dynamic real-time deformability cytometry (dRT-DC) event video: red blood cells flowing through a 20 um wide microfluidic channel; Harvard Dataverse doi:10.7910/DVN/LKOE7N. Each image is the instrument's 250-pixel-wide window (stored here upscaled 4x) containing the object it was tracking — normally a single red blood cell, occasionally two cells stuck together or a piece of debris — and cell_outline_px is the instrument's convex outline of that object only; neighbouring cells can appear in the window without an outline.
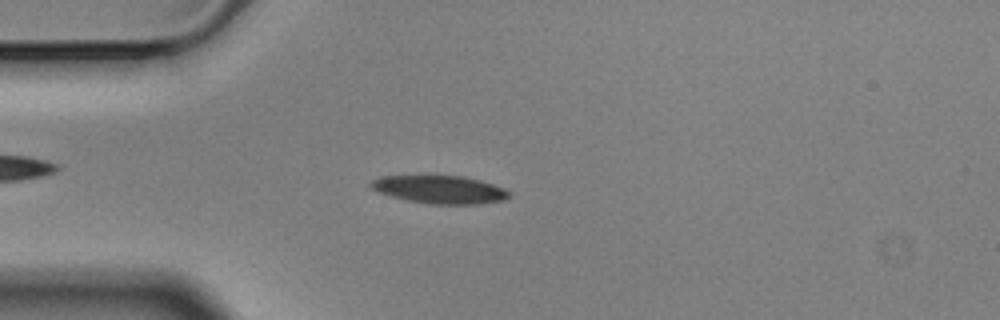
{"species": "Egyptian fruit bat (a non-hibernating species)", "species_latin": "Rousettus aegyptiacus", "temperature_condition": "cold", "stored_images_in_passage": 56, "camera_frame_rate_fps": 3000, "um_per_image_px": 0.085, "animal": {"sex": "male"}, "frame": {"image": 1, "passage_image": 14, "time_ms": 4.333, "image_size_px": [1000, 320], "cell_outline_px": [[512, 196], [504, 200], [480, 204], [432, 204], [408, 200], [392, 196], [380, 192], [372, 188], [368, 184], [372, 180], [380, 176], [464, 176], [480, 180], [504, 188], [512, 192]], "centroid_in_image_um": [37.44, 16.11], "position_along_channel_um": 47.6, "area_um2": 22.48}}
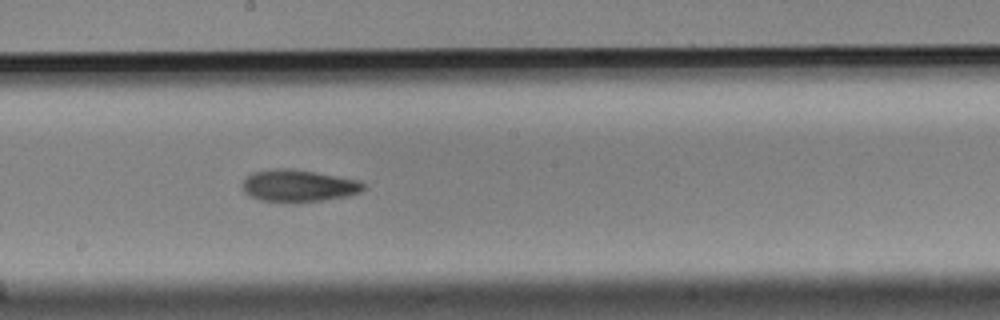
{"frame": {"image": 2, "passage_image": 30, "time_ms": 9.667, "image_size_px": [1000, 320], "cell_outline_px": [[364, 188], [360, 192], [348, 196], [324, 200], [292, 204], [260, 200], [248, 196], [244, 192], [240, 184], [252, 172], [276, 168], [288, 168], [360, 180], [364, 184]], "centroid_in_image_um": [25.32, 15.82], "position_along_channel_um": 222.9, "area_um2": 23.0}}
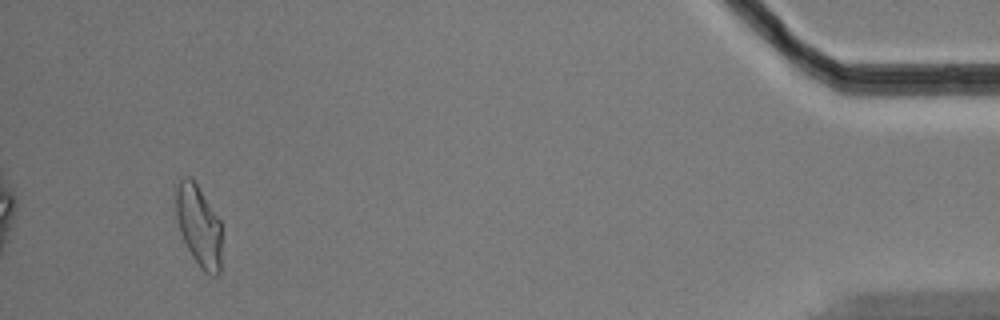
{"frame": {"image": 3, "passage_image": 53, "time_ms": 17.333, "image_size_px": [1000, 320], "cell_outline_px": [[220, 272], [216, 276], [212, 276], [204, 272], [200, 268], [192, 256], [180, 232], [176, 216], [176, 188], [180, 180], [184, 176], [192, 176], [220, 220]], "centroid_in_image_um": [16.89, 19.18], "position_along_channel_um": 418.3, "area_um2": 21.62}, "authors_computed_cell_mechanics": {"area_um2": 22.0218, "velocity_mm_per_s": 3.5141, "shape_relaxation_time_tau1_ms": 4.2851, "shape_relaxation_time_tau2_ms": 8.5027, "deformation_change_tau1": 0.1612, "deformation_change_tau2": 0.177}}